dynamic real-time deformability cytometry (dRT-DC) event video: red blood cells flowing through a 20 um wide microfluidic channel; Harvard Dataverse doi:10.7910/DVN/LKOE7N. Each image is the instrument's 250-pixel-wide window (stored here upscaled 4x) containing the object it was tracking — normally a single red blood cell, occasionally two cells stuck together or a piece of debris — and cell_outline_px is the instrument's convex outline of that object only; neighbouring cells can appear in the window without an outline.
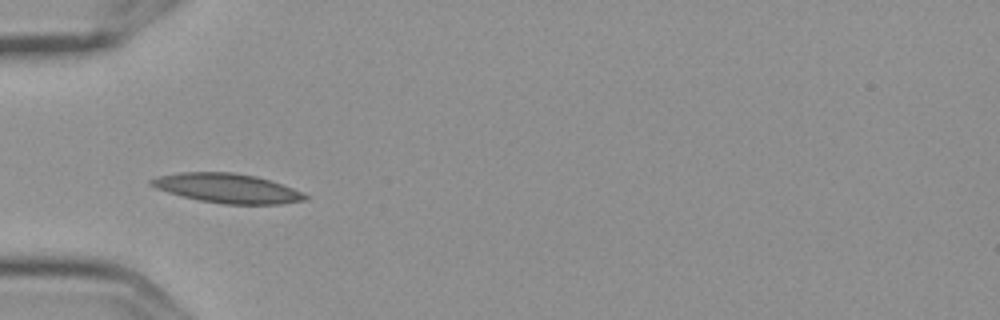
{"species": "Egyptian fruit bat (a non-hibernating species)", "species_latin": "Rousettus aegyptiacus", "temperature_condition": "cold", "stored_images_in_passage": 14, "camera_frame_rate_fps": 3000, "um_per_image_px": 0.085, "frame": {"image": 1, "passage_image": 4, "time_ms": 1.0, "image_size_px": [1000, 320], "cell_outline_px": [[308, 200], [280, 204], [224, 204], [200, 200], [168, 192], [156, 188], [148, 184], [148, 180], [156, 176], [180, 172], [232, 172], [256, 176], [304, 192], [308, 196]], "centroid_in_image_um": [19.31, 16.0], "position_along_channel_um": 65.7, "area_um2": 26.3}}
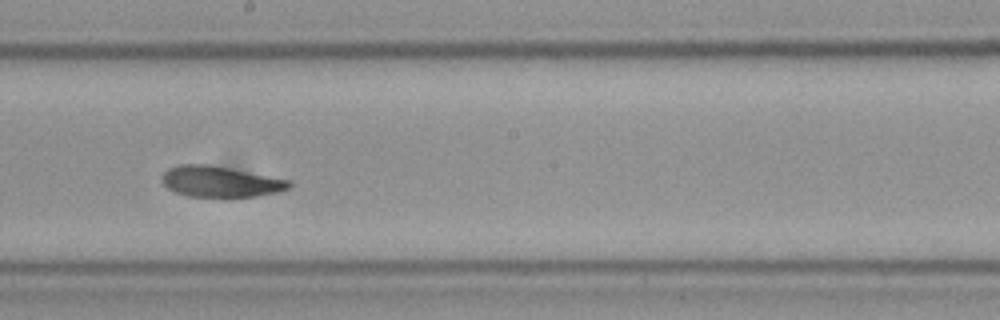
{"frame": {"image": 2, "passage_image": 8, "time_ms": 2.333, "image_size_px": [1000, 320], "cell_outline_px": [[292, 184], [288, 188], [276, 192], [256, 196], [188, 196], [176, 192], [168, 188], [160, 180], [164, 172], [168, 168], [180, 164], [208, 164], [288, 180]], "centroid_in_image_um": [18.66, 15.43], "position_along_channel_um": 229.5, "area_um2": 22.37}}
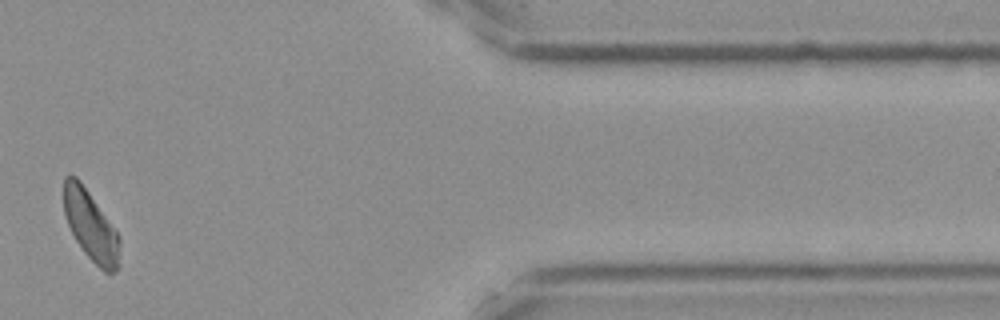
{"frame": {"image": 3, "passage_image": 13, "time_ms": 4.0, "image_size_px": [1000, 320], "cell_outline_px": [[120, 268], [116, 272], [104, 272], [84, 252], [76, 240], [64, 216], [64, 176], [76, 176], [80, 180], [120, 236]], "centroid_in_image_um": [7.74, 19.22], "position_along_channel_um": 403.7, "area_um2": 22.72}}